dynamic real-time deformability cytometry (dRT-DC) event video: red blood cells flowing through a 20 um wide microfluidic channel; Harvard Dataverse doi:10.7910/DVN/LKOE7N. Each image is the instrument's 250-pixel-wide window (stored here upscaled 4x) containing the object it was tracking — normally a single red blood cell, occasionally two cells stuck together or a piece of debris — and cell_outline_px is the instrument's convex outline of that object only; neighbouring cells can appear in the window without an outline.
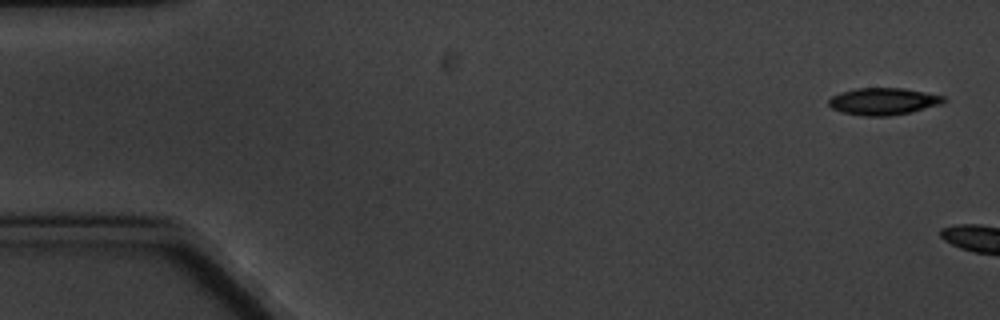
{"species": "common noctule bat (a hibernating species)", "species_latin": "Nyctalus noctula", "temperature_condition": "cold", "stored_images_in_passage": 2, "camera_frame_rate_fps": 3000, "um_per_image_px": 0.085, "animal": {"sex": "male", "body_mass_g": 20.1, "forearm_length_mm": 53.5}, "frame": {"image": 1, "passage_image": 1, "time_ms": 0.0, "image_size_px": [1000, 320], "cell_outline_px": [[948, 100], [944, 104], [912, 112], [888, 116], [864, 116], [844, 112], [832, 108], [828, 104], [828, 100], [832, 96], [840, 92], [856, 88], [904, 88], [944, 96]], "centroid_in_image_um": [75.13, 8.61], "position_along_channel_um": 9.9, "area_um2": 18.26}}